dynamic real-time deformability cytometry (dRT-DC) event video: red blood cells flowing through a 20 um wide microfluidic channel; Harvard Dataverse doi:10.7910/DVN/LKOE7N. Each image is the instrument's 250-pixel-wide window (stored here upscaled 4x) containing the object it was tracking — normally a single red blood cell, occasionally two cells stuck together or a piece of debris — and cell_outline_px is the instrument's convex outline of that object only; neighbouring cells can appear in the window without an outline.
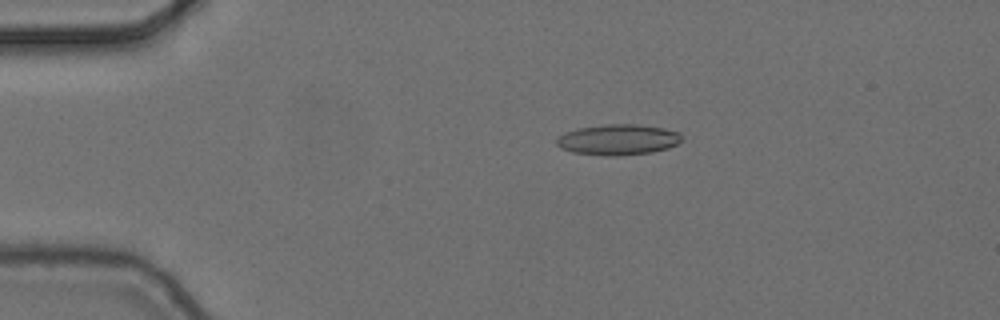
{"species": "common noctule bat (a hibernating species)", "species_latin": "Nyctalus noctula", "temperature_condition": "cold", "stored_images_in_passage": 4, "camera_frame_rate_fps": 3000, "um_per_image_px": 0.085, "animal": {"sex": "female", "body_mass_g": 24.6, "forearm_length_mm": 56.2}, "frame": {"image": 1, "passage_image": 3, "time_ms": 0.667, "image_size_px": [1000, 320], "cell_outline_px": [[684, 136], [676, 144], [668, 148], [652, 152], [616, 156], [604, 156], [572, 152], [560, 148], [556, 144], [556, 136], [564, 132], [580, 128], [604, 124], [636, 124], [664, 128], [680, 132]], "centroid_in_image_um": [52.51, 11.87], "position_along_channel_um": 32.5, "area_um2": 22.6}}